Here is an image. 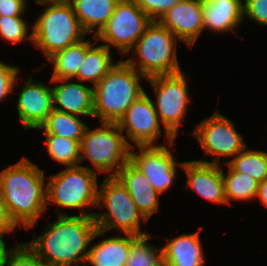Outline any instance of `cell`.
Instances as JSON below:
<instances>
[{
    "label": "cell",
    "mask_w": 267,
    "mask_h": 266,
    "mask_svg": "<svg viewBox=\"0 0 267 266\" xmlns=\"http://www.w3.org/2000/svg\"><path fill=\"white\" fill-rule=\"evenodd\" d=\"M56 212V222L48 224L45 233L25 244L46 266L86 264L88 244L105 232L98 229L94 216H69L57 209Z\"/></svg>",
    "instance_id": "6da1fadb"
},
{
    "label": "cell",
    "mask_w": 267,
    "mask_h": 266,
    "mask_svg": "<svg viewBox=\"0 0 267 266\" xmlns=\"http://www.w3.org/2000/svg\"><path fill=\"white\" fill-rule=\"evenodd\" d=\"M44 186V170L25 157L0 172V195L11 219L20 228V222L30 228L43 216L41 213L47 207Z\"/></svg>",
    "instance_id": "7a4b0ae2"
},
{
    "label": "cell",
    "mask_w": 267,
    "mask_h": 266,
    "mask_svg": "<svg viewBox=\"0 0 267 266\" xmlns=\"http://www.w3.org/2000/svg\"><path fill=\"white\" fill-rule=\"evenodd\" d=\"M143 74L125 60L116 63L93 87L94 117L117 123L132 103L145 93L140 85Z\"/></svg>",
    "instance_id": "3957f363"
},
{
    "label": "cell",
    "mask_w": 267,
    "mask_h": 266,
    "mask_svg": "<svg viewBox=\"0 0 267 266\" xmlns=\"http://www.w3.org/2000/svg\"><path fill=\"white\" fill-rule=\"evenodd\" d=\"M177 39L158 21H152L132 48L133 54L138 55L135 59L139 66L131 57L125 61L146 78L181 72L176 56Z\"/></svg>",
    "instance_id": "277c9868"
},
{
    "label": "cell",
    "mask_w": 267,
    "mask_h": 266,
    "mask_svg": "<svg viewBox=\"0 0 267 266\" xmlns=\"http://www.w3.org/2000/svg\"><path fill=\"white\" fill-rule=\"evenodd\" d=\"M48 6L32 28V42L47 58L82 41L87 34L68 0Z\"/></svg>",
    "instance_id": "5b68a950"
},
{
    "label": "cell",
    "mask_w": 267,
    "mask_h": 266,
    "mask_svg": "<svg viewBox=\"0 0 267 266\" xmlns=\"http://www.w3.org/2000/svg\"><path fill=\"white\" fill-rule=\"evenodd\" d=\"M132 147L117 123L101 122V126L95 130L87 126L80 142V164L88 158L98 171H113L109 176H116L129 161Z\"/></svg>",
    "instance_id": "8992f818"
},
{
    "label": "cell",
    "mask_w": 267,
    "mask_h": 266,
    "mask_svg": "<svg viewBox=\"0 0 267 266\" xmlns=\"http://www.w3.org/2000/svg\"><path fill=\"white\" fill-rule=\"evenodd\" d=\"M102 202V204L100 203ZM105 205L109 212L94 214V220L99 230L107 232L108 230L119 228L124 234L137 237L148 235L147 232H141L140 219L147 222V219L141 214L133 202L125 186L116 176H106L103 184L98 189V207Z\"/></svg>",
    "instance_id": "52a82bcc"
},
{
    "label": "cell",
    "mask_w": 267,
    "mask_h": 266,
    "mask_svg": "<svg viewBox=\"0 0 267 266\" xmlns=\"http://www.w3.org/2000/svg\"><path fill=\"white\" fill-rule=\"evenodd\" d=\"M97 171L86 166L66 167L63 171L48 177L46 203L82 209L81 215L94 216L83 212L84 207L97 206Z\"/></svg>",
    "instance_id": "ba28073f"
},
{
    "label": "cell",
    "mask_w": 267,
    "mask_h": 266,
    "mask_svg": "<svg viewBox=\"0 0 267 266\" xmlns=\"http://www.w3.org/2000/svg\"><path fill=\"white\" fill-rule=\"evenodd\" d=\"M184 75L187 73L181 71L147 78L157 97L154 106L159 121L166 130L165 137H168L169 147L173 145L190 101Z\"/></svg>",
    "instance_id": "9c48e42d"
},
{
    "label": "cell",
    "mask_w": 267,
    "mask_h": 266,
    "mask_svg": "<svg viewBox=\"0 0 267 266\" xmlns=\"http://www.w3.org/2000/svg\"><path fill=\"white\" fill-rule=\"evenodd\" d=\"M152 22L134 0H120L106 25L94 38L116 47L122 56L128 53Z\"/></svg>",
    "instance_id": "30bf717a"
},
{
    "label": "cell",
    "mask_w": 267,
    "mask_h": 266,
    "mask_svg": "<svg viewBox=\"0 0 267 266\" xmlns=\"http://www.w3.org/2000/svg\"><path fill=\"white\" fill-rule=\"evenodd\" d=\"M202 146L205 156L214 155L212 161L206 163L219 164L218 158L236 156L247 145L243 136L237 133L233 122L219 112L203 119L192 132Z\"/></svg>",
    "instance_id": "8fae6325"
},
{
    "label": "cell",
    "mask_w": 267,
    "mask_h": 266,
    "mask_svg": "<svg viewBox=\"0 0 267 266\" xmlns=\"http://www.w3.org/2000/svg\"><path fill=\"white\" fill-rule=\"evenodd\" d=\"M138 149L139 154L130 152L129 161L147 177L152 188L162 194L172 186L177 164L182 168L184 162L178 163L165 145L138 146Z\"/></svg>",
    "instance_id": "7c38bea8"
},
{
    "label": "cell",
    "mask_w": 267,
    "mask_h": 266,
    "mask_svg": "<svg viewBox=\"0 0 267 266\" xmlns=\"http://www.w3.org/2000/svg\"><path fill=\"white\" fill-rule=\"evenodd\" d=\"M154 101L144 93L127 109L117 122L123 133L135 142L136 146H155L154 140L161 136L160 123Z\"/></svg>",
    "instance_id": "4fadbf2b"
},
{
    "label": "cell",
    "mask_w": 267,
    "mask_h": 266,
    "mask_svg": "<svg viewBox=\"0 0 267 266\" xmlns=\"http://www.w3.org/2000/svg\"><path fill=\"white\" fill-rule=\"evenodd\" d=\"M54 110L51 85L36 83L29 77L18 97L19 121L25 130L37 129Z\"/></svg>",
    "instance_id": "5bb4252c"
},
{
    "label": "cell",
    "mask_w": 267,
    "mask_h": 266,
    "mask_svg": "<svg viewBox=\"0 0 267 266\" xmlns=\"http://www.w3.org/2000/svg\"><path fill=\"white\" fill-rule=\"evenodd\" d=\"M157 21L192 47L204 29L202 0H180Z\"/></svg>",
    "instance_id": "9a60e30c"
},
{
    "label": "cell",
    "mask_w": 267,
    "mask_h": 266,
    "mask_svg": "<svg viewBox=\"0 0 267 266\" xmlns=\"http://www.w3.org/2000/svg\"><path fill=\"white\" fill-rule=\"evenodd\" d=\"M182 169L187 177L186 188L197 192L205 199L218 204H227L220 164L193 160L183 163Z\"/></svg>",
    "instance_id": "2e32d148"
},
{
    "label": "cell",
    "mask_w": 267,
    "mask_h": 266,
    "mask_svg": "<svg viewBox=\"0 0 267 266\" xmlns=\"http://www.w3.org/2000/svg\"><path fill=\"white\" fill-rule=\"evenodd\" d=\"M125 186L141 214L148 220L159 210V193L152 188L147 177L128 161L116 174Z\"/></svg>",
    "instance_id": "e0dca14e"
},
{
    "label": "cell",
    "mask_w": 267,
    "mask_h": 266,
    "mask_svg": "<svg viewBox=\"0 0 267 266\" xmlns=\"http://www.w3.org/2000/svg\"><path fill=\"white\" fill-rule=\"evenodd\" d=\"M204 28L217 32L233 31L244 18L242 0H202Z\"/></svg>",
    "instance_id": "ac0fdd59"
},
{
    "label": "cell",
    "mask_w": 267,
    "mask_h": 266,
    "mask_svg": "<svg viewBox=\"0 0 267 266\" xmlns=\"http://www.w3.org/2000/svg\"><path fill=\"white\" fill-rule=\"evenodd\" d=\"M52 95L55 110L77 116L94 117L93 86L87 87L84 84L73 82L59 84L52 87Z\"/></svg>",
    "instance_id": "d6986e66"
},
{
    "label": "cell",
    "mask_w": 267,
    "mask_h": 266,
    "mask_svg": "<svg viewBox=\"0 0 267 266\" xmlns=\"http://www.w3.org/2000/svg\"><path fill=\"white\" fill-rule=\"evenodd\" d=\"M199 231L168 239V243L162 248V257L169 266H204V250Z\"/></svg>",
    "instance_id": "ffe728a7"
},
{
    "label": "cell",
    "mask_w": 267,
    "mask_h": 266,
    "mask_svg": "<svg viewBox=\"0 0 267 266\" xmlns=\"http://www.w3.org/2000/svg\"><path fill=\"white\" fill-rule=\"evenodd\" d=\"M137 236L110 237L91 246L87 263L94 266H126L129 249Z\"/></svg>",
    "instance_id": "44dd1931"
},
{
    "label": "cell",
    "mask_w": 267,
    "mask_h": 266,
    "mask_svg": "<svg viewBox=\"0 0 267 266\" xmlns=\"http://www.w3.org/2000/svg\"><path fill=\"white\" fill-rule=\"evenodd\" d=\"M86 33L97 30L94 36L106 25L120 0H68Z\"/></svg>",
    "instance_id": "7402d4cb"
},
{
    "label": "cell",
    "mask_w": 267,
    "mask_h": 266,
    "mask_svg": "<svg viewBox=\"0 0 267 266\" xmlns=\"http://www.w3.org/2000/svg\"><path fill=\"white\" fill-rule=\"evenodd\" d=\"M96 42L97 40L91 43L83 39L50 56L48 60L54 66L50 82H65L75 78L84 61L86 51Z\"/></svg>",
    "instance_id": "603a6c76"
},
{
    "label": "cell",
    "mask_w": 267,
    "mask_h": 266,
    "mask_svg": "<svg viewBox=\"0 0 267 266\" xmlns=\"http://www.w3.org/2000/svg\"><path fill=\"white\" fill-rule=\"evenodd\" d=\"M93 44L85 54L84 61L75 78L78 81H91L93 87L108 73L116 64L113 63L110 48L106 45L94 46Z\"/></svg>",
    "instance_id": "cb8c5ba5"
},
{
    "label": "cell",
    "mask_w": 267,
    "mask_h": 266,
    "mask_svg": "<svg viewBox=\"0 0 267 266\" xmlns=\"http://www.w3.org/2000/svg\"><path fill=\"white\" fill-rule=\"evenodd\" d=\"M87 125L77 115L53 110L37 129H44L45 134L68 138L81 142Z\"/></svg>",
    "instance_id": "d4e9b609"
},
{
    "label": "cell",
    "mask_w": 267,
    "mask_h": 266,
    "mask_svg": "<svg viewBox=\"0 0 267 266\" xmlns=\"http://www.w3.org/2000/svg\"><path fill=\"white\" fill-rule=\"evenodd\" d=\"M226 164L238 173L249 175L261 183L267 178V152L257 150H242Z\"/></svg>",
    "instance_id": "484cf974"
},
{
    "label": "cell",
    "mask_w": 267,
    "mask_h": 266,
    "mask_svg": "<svg viewBox=\"0 0 267 266\" xmlns=\"http://www.w3.org/2000/svg\"><path fill=\"white\" fill-rule=\"evenodd\" d=\"M225 199L228 205L233 200H252L257 196L259 183L249 175L233 171L228 166V174L224 175Z\"/></svg>",
    "instance_id": "4316f807"
},
{
    "label": "cell",
    "mask_w": 267,
    "mask_h": 266,
    "mask_svg": "<svg viewBox=\"0 0 267 266\" xmlns=\"http://www.w3.org/2000/svg\"><path fill=\"white\" fill-rule=\"evenodd\" d=\"M45 136L46 148L53 160L67 167L78 166L81 153L80 142L53 134H45Z\"/></svg>",
    "instance_id": "83f0119b"
},
{
    "label": "cell",
    "mask_w": 267,
    "mask_h": 266,
    "mask_svg": "<svg viewBox=\"0 0 267 266\" xmlns=\"http://www.w3.org/2000/svg\"><path fill=\"white\" fill-rule=\"evenodd\" d=\"M152 235L137 237L129 249L126 266H154L162 257V249L157 250L148 244L147 240Z\"/></svg>",
    "instance_id": "f1b7e54d"
},
{
    "label": "cell",
    "mask_w": 267,
    "mask_h": 266,
    "mask_svg": "<svg viewBox=\"0 0 267 266\" xmlns=\"http://www.w3.org/2000/svg\"><path fill=\"white\" fill-rule=\"evenodd\" d=\"M28 24L21 17L0 16V37L11 43H20L23 39L33 41L32 33L27 36Z\"/></svg>",
    "instance_id": "f546056e"
},
{
    "label": "cell",
    "mask_w": 267,
    "mask_h": 266,
    "mask_svg": "<svg viewBox=\"0 0 267 266\" xmlns=\"http://www.w3.org/2000/svg\"><path fill=\"white\" fill-rule=\"evenodd\" d=\"M40 258L25 244L9 249L2 266H44Z\"/></svg>",
    "instance_id": "4dcf8cb0"
},
{
    "label": "cell",
    "mask_w": 267,
    "mask_h": 266,
    "mask_svg": "<svg viewBox=\"0 0 267 266\" xmlns=\"http://www.w3.org/2000/svg\"><path fill=\"white\" fill-rule=\"evenodd\" d=\"M152 21H157L180 0H134Z\"/></svg>",
    "instance_id": "1f68e13d"
},
{
    "label": "cell",
    "mask_w": 267,
    "mask_h": 266,
    "mask_svg": "<svg viewBox=\"0 0 267 266\" xmlns=\"http://www.w3.org/2000/svg\"><path fill=\"white\" fill-rule=\"evenodd\" d=\"M19 71L18 66H8L0 61V101L13 92Z\"/></svg>",
    "instance_id": "d6a6232c"
},
{
    "label": "cell",
    "mask_w": 267,
    "mask_h": 266,
    "mask_svg": "<svg viewBox=\"0 0 267 266\" xmlns=\"http://www.w3.org/2000/svg\"><path fill=\"white\" fill-rule=\"evenodd\" d=\"M244 15L256 23L267 25V0H245Z\"/></svg>",
    "instance_id": "836d02e7"
},
{
    "label": "cell",
    "mask_w": 267,
    "mask_h": 266,
    "mask_svg": "<svg viewBox=\"0 0 267 266\" xmlns=\"http://www.w3.org/2000/svg\"><path fill=\"white\" fill-rule=\"evenodd\" d=\"M25 7L23 0H0V16L21 17Z\"/></svg>",
    "instance_id": "e575fe53"
},
{
    "label": "cell",
    "mask_w": 267,
    "mask_h": 266,
    "mask_svg": "<svg viewBox=\"0 0 267 266\" xmlns=\"http://www.w3.org/2000/svg\"><path fill=\"white\" fill-rule=\"evenodd\" d=\"M17 225L11 219L6 204L3 201V198L0 195V232L6 233L13 231Z\"/></svg>",
    "instance_id": "d590c367"
},
{
    "label": "cell",
    "mask_w": 267,
    "mask_h": 266,
    "mask_svg": "<svg viewBox=\"0 0 267 266\" xmlns=\"http://www.w3.org/2000/svg\"><path fill=\"white\" fill-rule=\"evenodd\" d=\"M261 200V203L267 207V178L259 183L256 198Z\"/></svg>",
    "instance_id": "8d00e7d4"
},
{
    "label": "cell",
    "mask_w": 267,
    "mask_h": 266,
    "mask_svg": "<svg viewBox=\"0 0 267 266\" xmlns=\"http://www.w3.org/2000/svg\"><path fill=\"white\" fill-rule=\"evenodd\" d=\"M3 234L4 233L0 232V266L3 265L5 257L9 251V249L8 250L6 249V243L3 240Z\"/></svg>",
    "instance_id": "74e56055"
},
{
    "label": "cell",
    "mask_w": 267,
    "mask_h": 266,
    "mask_svg": "<svg viewBox=\"0 0 267 266\" xmlns=\"http://www.w3.org/2000/svg\"><path fill=\"white\" fill-rule=\"evenodd\" d=\"M38 4L46 5V4H55V3H62L66 0H35Z\"/></svg>",
    "instance_id": "f35d334b"
},
{
    "label": "cell",
    "mask_w": 267,
    "mask_h": 266,
    "mask_svg": "<svg viewBox=\"0 0 267 266\" xmlns=\"http://www.w3.org/2000/svg\"><path fill=\"white\" fill-rule=\"evenodd\" d=\"M154 266H169L168 263L162 258L158 263Z\"/></svg>",
    "instance_id": "ab89813d"
}]
</instances>
